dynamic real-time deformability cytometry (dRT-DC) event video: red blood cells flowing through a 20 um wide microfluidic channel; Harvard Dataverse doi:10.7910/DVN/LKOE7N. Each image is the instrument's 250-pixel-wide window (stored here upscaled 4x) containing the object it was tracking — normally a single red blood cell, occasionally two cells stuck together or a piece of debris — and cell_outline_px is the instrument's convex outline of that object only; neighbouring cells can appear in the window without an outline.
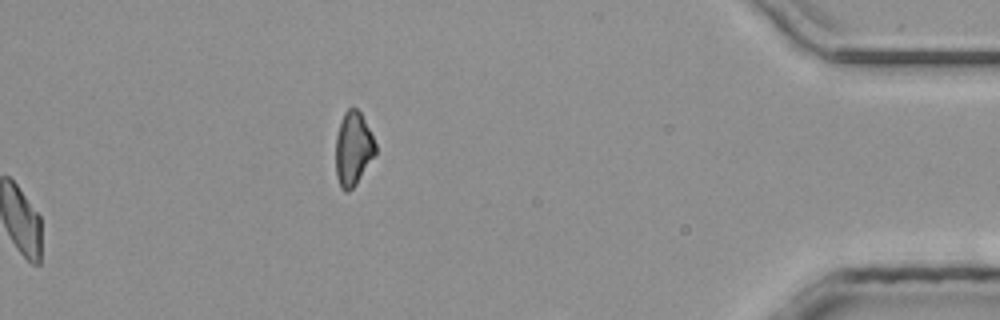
{"species": "common noctule bat (a hibernating species)", "species_latin": "Nyctalus noctula", "temperature_condition": "room temperature", "stored_images_in_passage": 29, "camera_frame_rate_fps": 3000, "um_per_image_px": 0.085, "animal": {"sex": "male", "body_mass_g": 20.4}, "frame": {"image": 1, "passage_image": 29, "time_ms": 9.333, "image_size_px": [1000, 320], "cell_outline_px": [[376, 156], [356, 184], [348, 192], [344, 192], [340, 188], [336, 176], [336, 136], [344, 112], [348, 108], [356, 108], [360, 112], [376, 144]], "centroid_in_image_um": [30.02, 12.69], "position_along_channel_um": 405.2, "area_um2": 17.17}}